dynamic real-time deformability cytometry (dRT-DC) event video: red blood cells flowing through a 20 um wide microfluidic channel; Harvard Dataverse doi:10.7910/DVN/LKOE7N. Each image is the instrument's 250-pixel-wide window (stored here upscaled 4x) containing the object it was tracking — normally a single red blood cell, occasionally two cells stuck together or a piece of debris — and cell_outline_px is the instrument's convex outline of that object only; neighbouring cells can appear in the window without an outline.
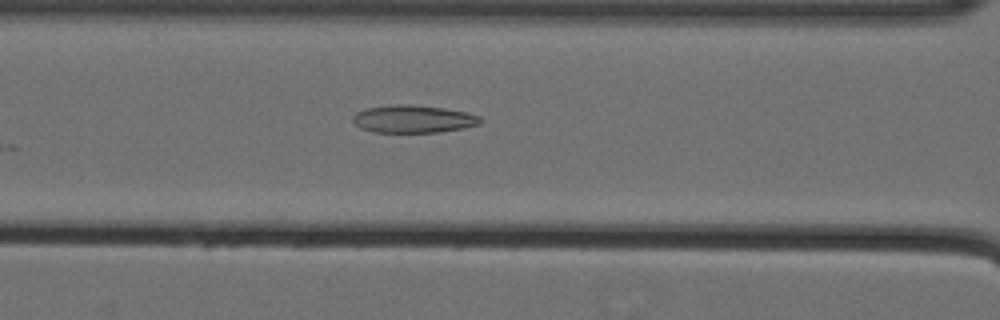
{"species": "Egyptian fruit bat (a non-hibernating species)", "species_latin": "Rousettus aegyptiacus", "temperature_condition": "cold", "stored_images_in_passage": 60, "camera_frame_rate_fps": 3000, "um_per_image_px": 0.085, "animal": {"sex": "female"}, "frame": {"image": 1, "passage_image": 29, "time_ms": 9.333, "image_size_px": [1000, 320], "cell_outline_px": [[484, 120], [480, 124], [464, 128], [436, 132], [372, 132], [360, 128], [352, 120], [352, 116], [356, 112], [364, 108], [392, 104], [408, 104], [444, 108], [464, 112], [480, 116]], "centroid_in_image_um": [35.1, 10.11], "position_along_channel_um": 131.5, "area_um2": 20.69}}
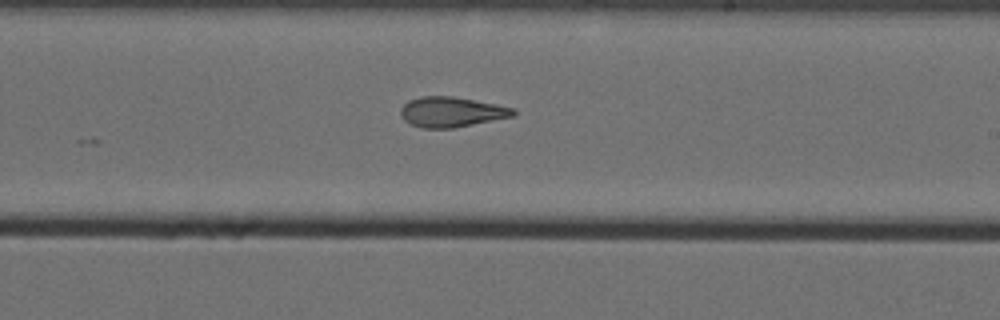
{"frame": {"image": 2, "passage_image": 39, "time_ms": 12.667, "image_size_px": [1000, 320], "cell_outline_px": [[516, 112], [512, 116], [452, 128], [420, 128], [404, 120], [400, 116], [400, 108], [408, 100], [420, 96], [452, 96], [496, 104], [516, 108]], "centroid_in_image_um": [38.33, 9.51], "position_along_channel_um": 250.7, "area_um2": 19.71}}
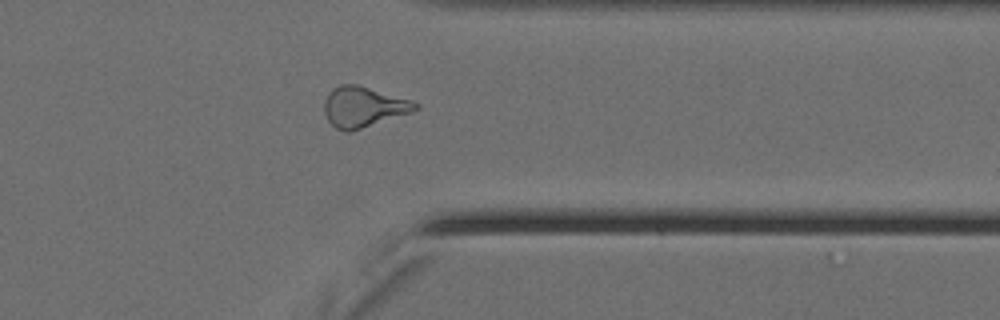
{"frame": {"image": 3, "passage_image": 50, "time_ms": 16.333, "image_size_px": [1000, 320], "cell_outline_px": [[420, 108], [352, 132], [344, 132], [336, 128], [328, 120], [324, 112], [324, 100], [328, 92], [332, 88], [340, 84], [356, 84], [412, 100], [420, 104]], "centroid_in_image_um": [30.86, 9.08], "position_along_channel_um": 380.5, "area_um2": 21.44}, "authors_computed_cell_mechanics": {"area_um2": 21.9351, "velocity_mm_per_s": 3.5765, "shape_relaxation_time_tau1_ms": null, "shape_relaxation_time_tau2_ms": 2.6756, "deformation_change_tau1": null, "deformation_change_tau2": 0.1033}}